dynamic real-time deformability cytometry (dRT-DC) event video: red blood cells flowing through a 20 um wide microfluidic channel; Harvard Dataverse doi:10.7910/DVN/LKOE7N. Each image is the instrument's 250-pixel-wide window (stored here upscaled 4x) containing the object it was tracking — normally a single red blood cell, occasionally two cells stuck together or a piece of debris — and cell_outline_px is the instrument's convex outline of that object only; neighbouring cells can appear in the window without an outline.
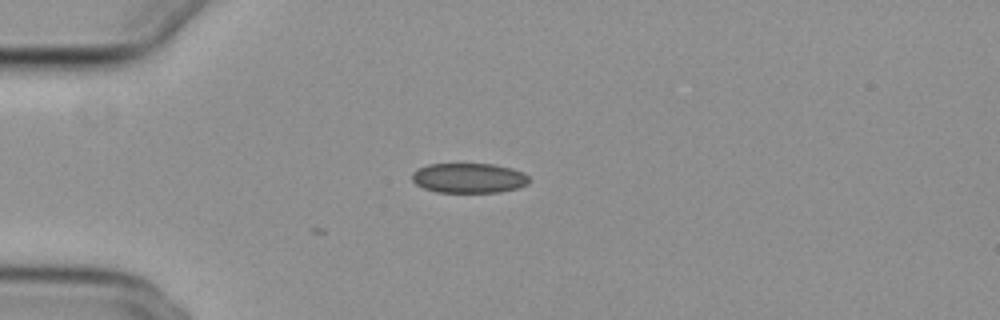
{"species": "common noctule bat (a hibernating species)", "species_latin": "Nyctalus noctula", "temperature_condition": "cold", "stored_images_in_passage": 2, "camera_frame_rate_fps": 3000, "um_per_image_px": 0.085, "animal": {"sex": "female", "body_mass_g": 29.2, "forearm_length_mm": 56.3}, "frame": {"image": 1, "passage_image": 2, "time_ms": 0.333, "image_size_px": [1000, 320], "cell_outline_px": [[532, 180], [528, 184], [516, 188], [500, 192], [436, 192], [424, 188], [416, 184], [412, 180], [412, 172], [416, 168], [428, 164], [492, 164], [512, 168], [524, 172]], "centroid_in_image_um": [39.86, 15.13], "position_along_channel_um": 45.1, "area_um2": 20.58}}